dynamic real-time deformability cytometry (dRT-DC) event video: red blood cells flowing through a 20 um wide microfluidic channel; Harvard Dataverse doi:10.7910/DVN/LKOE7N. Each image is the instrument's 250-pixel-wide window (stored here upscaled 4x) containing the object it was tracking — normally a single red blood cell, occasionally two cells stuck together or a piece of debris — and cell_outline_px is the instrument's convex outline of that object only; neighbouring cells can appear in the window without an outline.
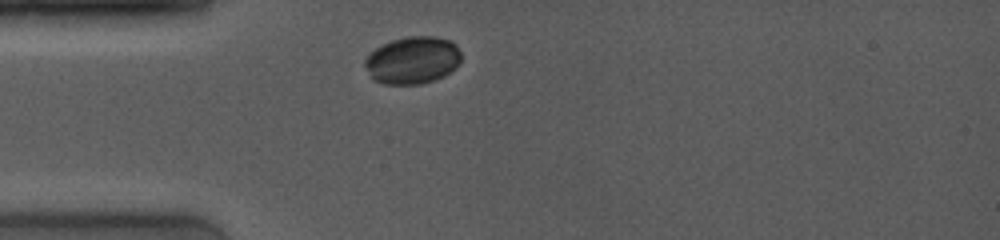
{"species": "common noctule bat (a hibernating species)", "species_latin": "Nyctalus noctula", "temperature_condition": "room temperature", "stored_images_in_passage": 4, "camera_frame_rate_fps": 4000, "um_per_image_px": 0.085, "animal": {"sex": "female", "body_mass_g": 19.0, "forearm_length_mm": 53.3}, "frame": {"image": 1, "passage_image": 1, "time_ms": 0.0, "image_size_px": [1000, 240], "cell_outline_px": [[460, 64], [456, 68], [444, 76], [420, 84], [384, 84], [372, 80], [364, 64], [364, 60], [376, 48], [392, 40], [408, 36], [436, 36], [448, 40], [456, 44], [460, 52]], "centroid_in_image_um": [35.08, 5.12], "position_along_channel_um": 49.9, "area_um2": 26.59}}
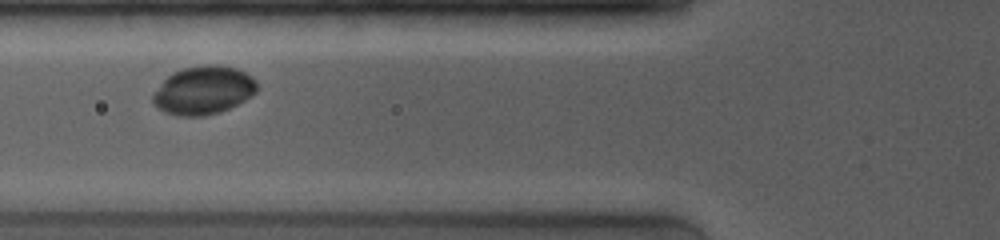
{"frame": {"image": 2, "passage_image": 3, "time_ms": 1.75, "image_size_px": [1000, 240], "cell_outline_px": [[260, 88], [252, 96], [220, 112], [204, 116], [176, 116], [164, 112], [152, 100], [152, 96], [164, 80], [172, 72], [184, 68], [204, 64], [216, 64], [236, 68], [252, 76], [256, 80]], "centroid_in_image_um": [17.33, 7.66], "position_along_channel_um": 108.5, "area_um2": 29.36}}